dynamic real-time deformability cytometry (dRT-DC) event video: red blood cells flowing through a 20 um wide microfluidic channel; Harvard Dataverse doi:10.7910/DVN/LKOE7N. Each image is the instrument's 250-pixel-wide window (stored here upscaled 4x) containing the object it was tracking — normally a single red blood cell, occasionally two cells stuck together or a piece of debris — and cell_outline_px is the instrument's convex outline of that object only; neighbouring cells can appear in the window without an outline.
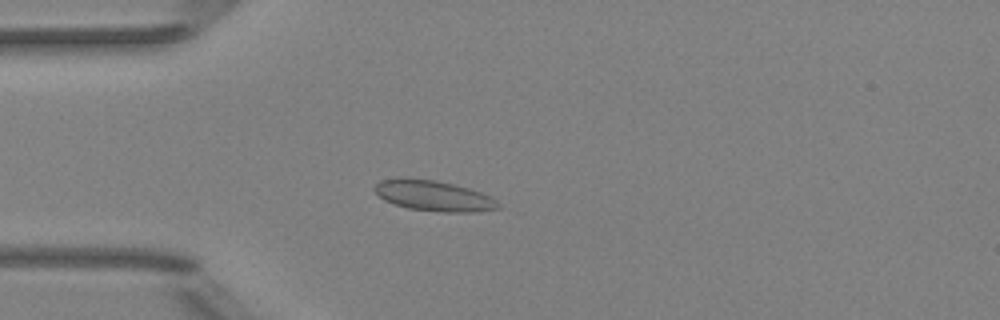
{"species": "Egyptian fruit bat (a non-hibernating species)", "species_latin": "Rousettus aegyptiacus", "temperature_condition": "room temperature", "stored_images_in_passage": 33, "camera_frame_rate_fps": 3000, "um_per_image_px": 0.085, "animal": {"sex": "female"}, "frame": {"image": 1, "passage_image": 14, "time_ms": 4.333, "image_size_px": [1000, 320], "cell_outline_px": [[500, 208], [476, 212], [444, 212], [408, 208], [384, 200], [372, 188], [380, 180], [404, 176], [436, 180], [468, 188], [492, 196], [500, 204]], "centroid_in_image_um": [36.85, 16.62], "position_along_channel_um": 48.1, "area_um2": 22.2}}
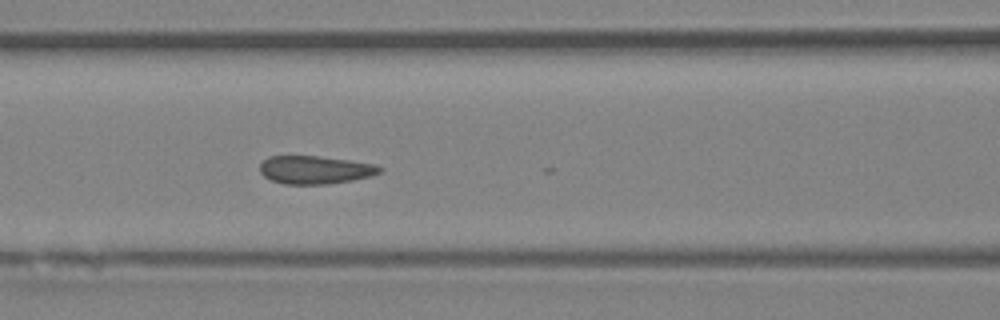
{"frame": {"image": 2, "passage_image": 22, "time_ms": 7.0, "image_size_px": [1000, 320], "cell_outline_px": [[384, 168], [380, 172], [372, 176], [352, 180], [328, 184], [284, 184], [272, 180], [264, 176], [260, 172], [260, 164], [268, 156], [320, 156], [376, 164]], "centroid_in_image_um": [26.8, 14.43], "position_along_channel_um": 139.8, "area_um2": 19.65}}
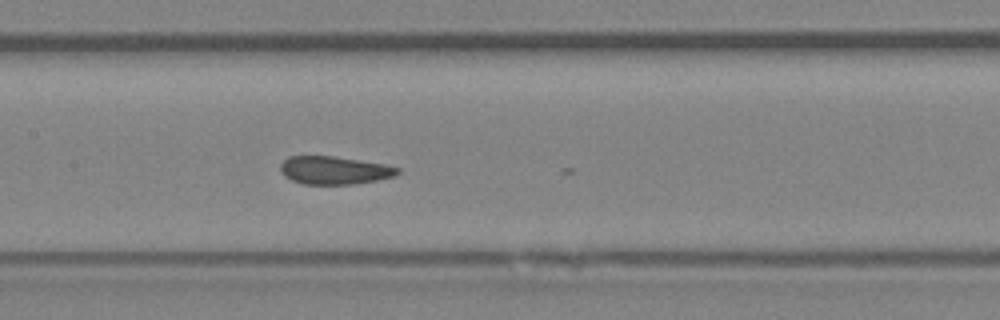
{"frame": {"image": 3, "passage_image": 25, "time_ms": 8.0, "image_size_px": [1000, 320], "cell_outline_px": [[400, 172], [396, 176], [376, 180], [352, 184], [304, 184], [292, 180], [284, 176], [280, 172], [280, 164], [288, 156], [336, 156], [388, 164], [400, 168]], "centroid_in_image_um": [28.44, 14.46], "position_along_channel_um": 179.0, "area_um2": 19.36}}